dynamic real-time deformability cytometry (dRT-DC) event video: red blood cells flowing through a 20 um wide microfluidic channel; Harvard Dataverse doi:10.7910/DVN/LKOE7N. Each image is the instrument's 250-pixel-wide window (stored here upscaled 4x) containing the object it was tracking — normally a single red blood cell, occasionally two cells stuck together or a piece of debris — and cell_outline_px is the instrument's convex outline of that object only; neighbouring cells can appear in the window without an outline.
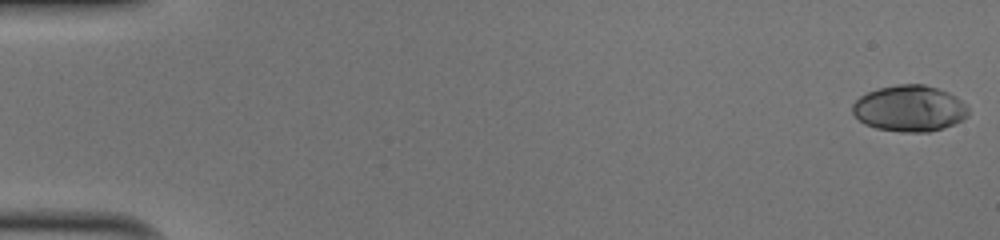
{"species": "human", "species_latin": "Homo sapiens", "temperature_condition": "cold", "stored_images_in_passage": 51, "camera_frame_rate_fps": 3000, "um_per_image_px": 0.085, "donor": {"sex": "male"}, "frame": {"image": 1, "passage_image": 1, "time_ms": 0.0, "image_size_px": [1000, 240], "cell_outline_px": [[968, 116], [964, 120], [944, 128], [928, 132], [900, 132], [876, 128], [864, 124], [852, 112], [852, 104], [860, 96], [868, 92], [880, 88], [896, 84], [924, 84], [948, 92], [956, 96], [968, 108]], "centroid_in_image_um": [77.31, 9.23], "position_along_channel_um": 7.7, "area_um2": 31.27}}
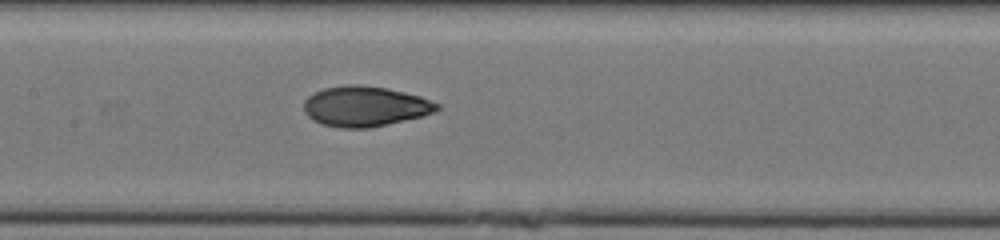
{"frame": {"image": 2, "passage_image": 26, "time_ms": 8.333, "image_size_px": [1000, 240], "cell_outline_px": [[440, 108], [436, 112], [420, 116], [368, 128], [344, 128], [324, 124], [312, 120], [304, 112], [304, 100], [308, 96], [324, 88], [352, 84], [356, 84], [388, 88], [420, 96], [440, 104]], "centroid_in_image_um": [31.02, 9.03], "position_along_channel_um": 176.4, "area_um2": 30.98}}
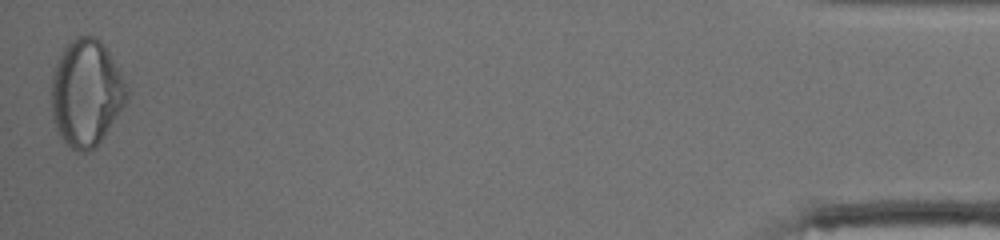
{"frame": {"image": 3, "passage_image": 51, "time_ms": 16.667, "image_size_px": [1000, 240], "cell_outline_px": [[128, 96], [124, 104], [104, 136], [96, 148], [88, 152], [76, 152], [60, 136], [52, 120], [52, 76], [56, 64], [64, 48], [76, 36], [96, 36], [104, 44], [128, 84]], "centroid_in_image_um": [7.34, 7.9], "position_along_channel_um": 427.9, "area_um2": 46.82}, "authors_computed_cell_mechanics": {"area_um2": 30.9808, "velocity_mm_per_s": 4.0617, "shape_relaxation_time_tau1_ms": 7.7444, "shape_relaxation_time_tau2_ms": 1.3246, "deformation_change_tau1": 0.2591, "deformation_change_tau2": 0.058}}